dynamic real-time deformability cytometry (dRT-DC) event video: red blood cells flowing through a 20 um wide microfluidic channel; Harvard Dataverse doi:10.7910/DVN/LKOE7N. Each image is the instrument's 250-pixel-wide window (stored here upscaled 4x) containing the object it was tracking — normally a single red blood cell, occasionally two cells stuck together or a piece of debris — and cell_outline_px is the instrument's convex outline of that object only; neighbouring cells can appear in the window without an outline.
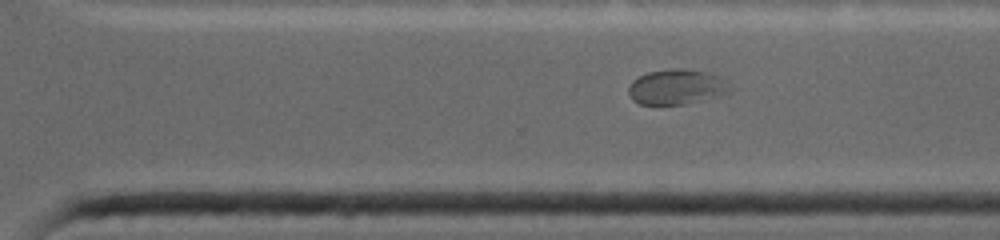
{"species": "common noctule bat (a hibernating species)", "species_latin": "Nyctalus noctula", "temperature_condition": "warm", "stored_images_in_passage": 36, "camera_frame_rate_fps": 4500, "um_per_image_px": 0.085, "animal": {"sex": "female", "body_mass_g": 19.0, "forearm_length_mm": 53.3}, "frame": {"image": 1, "passage_image": 31, "time_ms": 7.111, "image_size_px": [1000, 240], "cell_outline_px": [[732, 92], [684, 104], [640, 104], [632, 100], [628, 92], [628, 88], [632, 80], [648, 72], [676, 68], [684, 68], [708, 72], [728, 80], [732, 88]], "centroid_in_image_um": [57.54, 7.37], "position_along_channel_um": 313.1, "area_um2": 20.87}}